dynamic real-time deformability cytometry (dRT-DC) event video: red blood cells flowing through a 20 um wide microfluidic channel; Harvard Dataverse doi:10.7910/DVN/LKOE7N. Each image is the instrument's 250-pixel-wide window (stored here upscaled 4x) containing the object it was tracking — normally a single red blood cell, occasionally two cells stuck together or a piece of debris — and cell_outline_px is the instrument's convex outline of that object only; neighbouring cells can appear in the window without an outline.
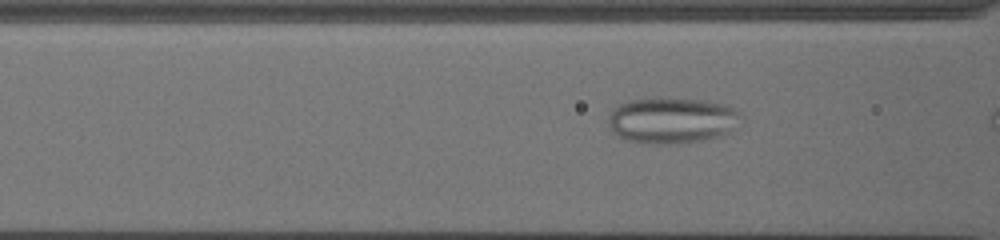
{"species": "common noctule bat (a hibernating species)", "species_latin": "Nyctalus noctula", "temperature_condition": "cold", "stored_images_in_passage": 9, "camera_frame_rate_fps": 3000, "um_per_image_px": 0.085, "animal": {"sex": "female", "body_mass_g": 19.5, "forearm_length_mm": 54.1}, "frame": {"image": 1, "passage_image": 7, "time_ms": 2.0, "image_size_px": [1000, 240], "cell_outline_px": [[740, 112], [724, 132], [712, 136], [696, 140], [660, 144], [624, 140], [612, 132], [608, 124], [608, 120], [612, 108], [628, 100], [656, 96], [668, 96], [708, 100], [728, 104]], "centroid_in_image_um": [56.95, 10.15], "position_along_channel_um": 109.7, "area_um2": 35.14}}